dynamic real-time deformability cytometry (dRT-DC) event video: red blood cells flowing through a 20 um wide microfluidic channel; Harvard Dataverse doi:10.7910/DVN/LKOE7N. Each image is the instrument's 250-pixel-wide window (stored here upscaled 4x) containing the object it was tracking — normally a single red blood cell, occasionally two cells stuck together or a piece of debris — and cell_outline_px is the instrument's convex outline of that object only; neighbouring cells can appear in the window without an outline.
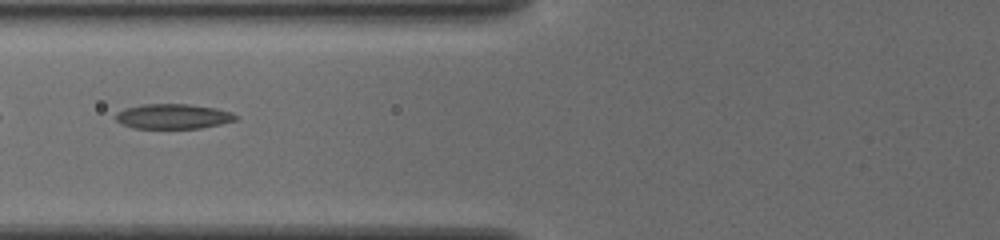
{"species": "common noctule bat (a hibernating species)", "species_latin": "Nyctalus noctula", "temperature_condition": "cold", "stored_images_in_passage": 56, "camera_frame_rate_fps": 3000, "um_per_image_px": 0.085, "animal": {"sex": "female", "body_mass_g": 19.5, "forearm_length_mm": 54.1}, "frame": {"image": 1, "passage_image": 25, "time_ms": 8.0, "image_size_px": [1000, 240], "cell_outline_px": [[236, 120], [220, 124], [200, 128], [136, 128], [124, 124], [116, 120], [116, 112], [140, 104], [188, 104], [216, 108], [232, 112], [236, 116]], "centroid_in_image_um": [14.73, 9.88], "position_along_channel_um": 111.1, "area_um2": 17.22}}
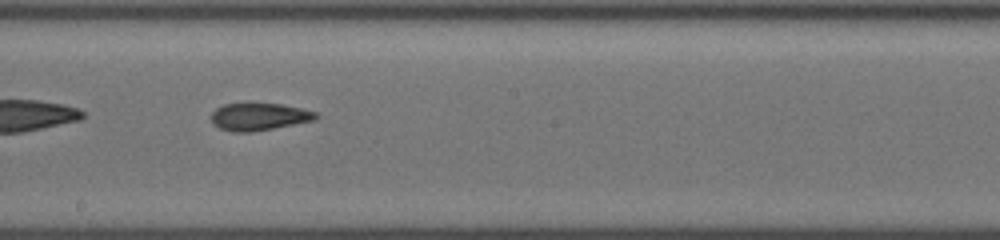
{"frame": {"image": 2, "passage_image": 34, "time_ms": 11.0, "image_size_px": [1000, 240], "cell_outline_px": [[320, 116], [316, 120], [252, 132], [236, 132], [220, 128], [212, 124], [212, 112], [216, 108], [224, 104], [280, 104], [300, 108], [316, 112]], "centroid_in_image_um": [22.03, 9.93], "position_along_channel_um": 226.2, "area_um2": 16.53}}
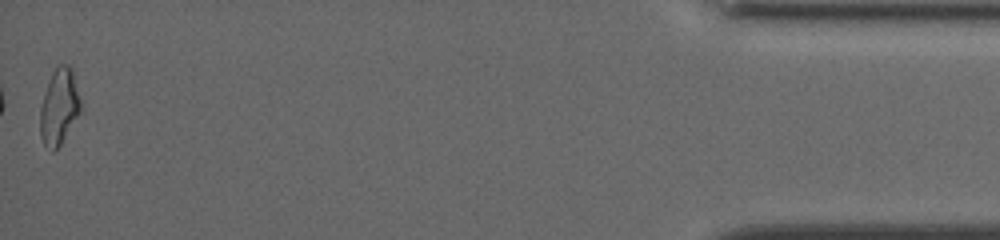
{"frame": {"image": 3, "passage_image": 56, "time_ms": 18.333, "image_size_px": [1000, 240], "cell_outline_px": [[80, 112], [60, 144], [52, 152], [44, 144], [40, 136], [40, 108], [44, 92], [48, 80], [56, 64], [68, 64], [72, 68], [80, 100]], "centroid_in_image_um": [5.0, 9.03], "position_along_channel_um": 430.2, "area_um2": 17.8}, "authors_computed_cell_mechanics": {"area_um2": 17.1377, "velocity_mm_per_s": 3.8273, "shape_relaxation_time_tau1_ms": 10.514, "shape_relaxation_time_tau2_ms": 2.7959, "deformation_change_tau1": 0.2498, "deformation_change_tau2": 0.1042}}